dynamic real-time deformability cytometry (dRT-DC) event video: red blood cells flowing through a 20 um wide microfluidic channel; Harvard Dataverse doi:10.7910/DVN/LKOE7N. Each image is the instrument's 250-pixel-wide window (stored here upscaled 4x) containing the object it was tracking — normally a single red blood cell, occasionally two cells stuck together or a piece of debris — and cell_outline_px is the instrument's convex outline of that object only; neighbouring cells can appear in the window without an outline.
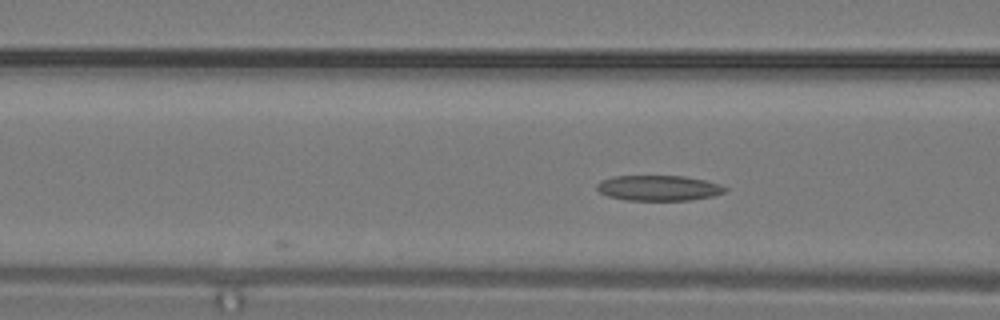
{"species": "common noctule bat (a hibernating species)", "species_latin": "Nyctalus noctula", "temperature_condition": "warm", "stored_images_in_passage": 3, "camera_frame_rate_fps": 3000, "um_per_image_px": 0.085, "animal": {"sex": "male", "body_mass_g": 19.2, "forearm_length_mm": 51.8}, "frame": {"image": 1, "passage_image": 3, "time_ms": 0.667, "image_size_px": [1000, 320], "cell_outline_px": [[728, 188], [724, 192], [712, 196], [692, 200], [628, 200], [608, 196], [600, 192], [596, 188], [596, 184], [600, 180], [612, 176], [684, 176], [704, 180], [720, 184]], "centroid_in_image_um": [55.96, 15.97], "position_along_channel_um": 110.6, "area_um2": 18.96}}